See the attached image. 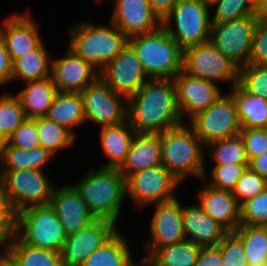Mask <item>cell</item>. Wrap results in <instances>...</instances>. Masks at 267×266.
<instances>
[{
    "label": "cell",
    "instance_id": "6da1fadb",
    "mask_svg": "<svg viewBox=\"0 0 267 266\" xmlns=\"http://www.w3.org/2000/svg\"><path fill=\"white\" fill-rule=\"evenodd\" d=\"M127 101V121L137 134H160L184 124L174 79H148Z\"/></svg>",
    "mask_w": 267,
    "mask_h": 266
},
{
    "label": "cell",
    "instance_id": "7a4b0ae2",
    "mask_svg": "<svg viewBox=\"0 0 267 266\" xmlns=\"http://www.w3.org/2000/svg\"><path fill=\"white\" fill-rule=\"evenodd\" d=\"M87 204L95 219L107 220L116 225L122 200L126 196V179L117 168L90 170L72 185Z\"/></svg>",
    "mask_w": 267,
    "mask_h": 266
},
{
    "label": "cell",
    "instance_id": "3957f363",
    "mask_svg": "<svg viewBox=\"0 0 267 266\" xmlns=\"http://www.w3.org/2000/svg\"><path fill=\"white\" fill-rule=\"evenodd\" d=\"M149 79H174L183 70V49L161 25L128 38Z\"/></svg>",
    "mask_w": 267,
    "mask_h": 266
},
{
    "label": "cell",
    "instance_id": "277c9868",
    "mask_svg": "<svg viewBox=\"0 0 267 266\" xmlns=\"http://www.w3.org/2000/svg\"><path fill=\"white\" fill-rule=\"evenodd\" d=\"M185 125L160 133L162 165L181 183L187 174L204 180L206 171L203 148L206 146L194 130Z\"/></svg>",
    "mask_w": 267,
    "mask_h": 266
},
{
    "label": "cell",
    "instance_id": "5b68a950",
    "mask_svg": "<svg viewBox=\"0 0 267 266\" xmlns=\"http://www.w3.org/2000/svg\"><path fill=\"white\" fill-rule=\"evenodd\" d=\"M70 29L69 49L99 71L128 44V37L112 22L110 27L81 22Z\"/></svg>",
    "mask_w": 267,
    "mask_h": 266
},
{
    "label": "cell",
    "instance_id": "8992f818",
    "mask_svg": "<svg viewBox=\"0 0 267 266\" xmlns=\"http://www.w3.org/2000/svg\"><path fill=\"white\" fill-rule=\"evenodd\" d=\"M14 234L27 245L58 253L66 241L63 226L50 204L32 206L17 213Z\"/></svg>",
    "mask_w": 267,
    "mask_h": 266
},
{
    "label": "cell",
    "instance_id": "52a82bcc",
    "mask_svg": "<svg viewBox=\"0 0 267 266\" xmlns=\"http://www.w3.org/2000/svg\"><path fill=\"white\" fill-rule=\"evenodd\" d=\"M209 7L210 2L205 0H180L163 19L162 26L183 50L207 42L211 31Z\"/></svg>",
    "mask_w": 267,
    "mask_h": 266
},
{
    "label": "cell",
    "instance_id": "ba28073f",
    "mask_svg": "<svg viewBox=\"0 0 267 266\" xmlns=\"http://www.w3.org/2000/svg\"><path fill=\"white\" fill-rule=\"evenodd\" d=\"M0 180L15 215L32 206L50 204L54 186L42 170L0 171Z\"/></svg>",
    "mask_w": 267,
    "mask_h": 266
},
{
    "label": "cell",
    "instance_id": "9c48e42d",
    "mask_svg": "<svg viewBox=\"0 0 267 266\" xmlns=\"http://www.w3.org/2000/svg\"><path fill=\"white\" fill-rule=\"evenodd\" d=\"M183 71L215 84L231 82V88L239 82V68L210 41L183 50Z\"/></svg>",
    "mask_w": 267,
    "mask_h": 266
},
{
    "label": "cell",
    "instance_id": "30bf717a",
    "mask_svg": "<svg viewBox=\"0 0 267 266\" xmlns=\"http://www.w3.org/2000/svg\"><path fill=\"white\" fill-rule=\"evenodd\" d=\"M189 122V126L205 146L241 132L236 104L230 93L221 96Z\"/></svg>",
    "mask_w": 267,
    "mask_h": 266
},
{
    "label": "cell",
    "instance_id": "8fae6325",
    "mask_svg": "<svg viewBox=\"0 0 267 266\" xmlns=\"http://www.w3.org/2000/svg\"><path fill=\"white\" fill-rule=\"evenodd\" d=\"M258 16L211 24L210 42L239 69L248 65Z\"/></svg>",
    "mask_w": 267,
    "mask_h": 266
},
{
    "label": "cell",
    "instance_id": "7c38bea8",
    "mask_svg": "<svg viewBox=\"0 0 267 266\" xmlns=\"http://www.w3.org/2000/svg\"><path fill=\"white\" fill-rule=\"evenodd\" d=\"M181 182L163 165L147 168L126 178V194L143 207L153 202L160 203L174 199V191Z\"/></svg>",
    "mask_w": 267,
    "mask_h": 266
},
{
    "label": "cell",
    "instance_id": "4fadbf2b",
    "mask_svg": "<svg viewBox=\"0 0 267 266\" xmlns=\"http://www.w3.org/2000/svg\"><path fill=\"white\" fill-rule=\"evenodd\" d=\"M85 122L92 121L101 127L116 126L127 121V106H123L127 98L112 91L98 77L81 92Z\"/></svg>",
    "mask_w": 267,
    "mask_h": 266
},
{
    "label": "cell",
    "instance_id": "5bb4252c",
    "mask_svg": "<svg viewBox=\"0 0 267 266\" xmlns=\"http://www.w3.org/2000/svg\"><path fill=\"white\" fill-rule=\"evenodd\" d=\"M99 77L112 91L126 98L136 94L149 79L129 44L99 71Z\"/></svg>",
    "mask_w": 267,
    "mask_h": 266
},
{
    "label": "cell",
    "instance_id": "9a60e30c",
    "mask_svg": "<svg viewBox=\"0 0 267 266\" xmlns=\"http://www.w3.org/2000/svg\"><path fill=\"white\" fill-rule=\"evenodd\" d=\"M154 214L150 220V242H147V255L143 259L149 260L160 248L181 243L186 240L183 221L182 204L177 197L156 203Z\"/></svg>",
    "mask_w": 267,
    "mask_h": 266
},
{
    "label": "cell",
    "instance_id": "2e32d148",
    "mask_svg": "<svg viewBox=\"0 0 267 266\" xmlns=\"http://www.w3.org/2000/svg\"><path fill=\"white\" fill-rule=\"evenodd\" d=\"M118 231L114 223L95 219L76 233L66 235L60 252L63 266H82L85 259Z\"/></svg>",
    "mask_w": 267,
    "mask_h": 266
},
{
    "label": "cell",
    "instance_id": "e0dca14e",
    "mask_svg": "<svg viewBox=\"0 0 267 266\" xmlns=\"http://www.w3.org/2000/svg\"><path fill=\"white\" fill-rule=\"evenodd\" d=\"M174 82L182 121L185 114L191 120L223 96L217 84L188 75L183 70L174 77Z\"/></svg>",
    "mask_w": 267,
    "mask_h": 266
},
{
    "label": "cell",
    "instance_id": "ac0fdd59",
    "mask_svg": "<svg viewBox=\"0 0 267 266\" xmlns=\"http://www.w3.org/2000/svg\"><path fill=\"white\" fill-rule=\"evenodd\" d=\"M50 77L57 91L81 93L99 77V71L68 49L63 57L52 60Z\"/></svg>",
    "mask_w": 267,
    "mask_h": 266
},
{
    "label": "cell",
    "instance_id": "d6986e66",
    "mask_svg": "<svg viewBox=\"0 0 267 266\" xmlns=\"http://www.w3.org/2000/svg\"><path fill=\"white\" fill-rule=\"evenodd\" d=\"M111 22L128 38L152 32L162 25L149 0H115Z\"/></svg>",
    "mask_w": 267,
    "mask_h": 266
},
{
    "label": "cell",
    "instance_id": "ffe728a7",
    "mask_svg": "<svg viewBox=\"0 0 267 266\" xmlns=\"http://www.w3.org/2000/svg\"><path fill=\"white\" fill-rule=\"evenodd\" d=\"M28 14L15 13L0 24V37L4 41L11 62L35 50L43 41L38 25Z\"/></svg>",
    "mask_w": 267,
    "mask_h": 266
},
{
    "label": "cell",
    "instance_id": "44dd1931",
    "mask_svg": "<svg viewBox=\"0 0 267 266\" xmlns=\"http://www.w3.org/2000/svg\"><path fill=\"white\" fill-rule=\"evenodd\" d=\"M50 206L55 210L66 235L78 232L95 220L87 204L71 185L54 188Z\"/></svg>",
    "mask_w": 267,
    "mask_h": 266
},
{
    "label": "cell",
    "instance_id": "7402d4cb",
    "mask_svg": "<svg viewBox=\"0 0 267 266\" xmlns=\"http://www.w3.org/2000/svg\"><path fill=\"white\" fill-rule=\"evenodd\" d=\"M182 221L186 240L201 247H216L228 233L198 204L182 206Z\"/></svg>",
    "mask_w": 267,
    "mask_h": 266
},
{
    "label": "cell",
    "instance_id": "603a6c76",
    "mask_svg": "<svg viewBox=\"0 0 267 266\" xmlns=\"http://www.w3.org/2000/svg\"><path fill=\"white\" fill-rule=\"evenodd\" d=\"M197 197L203 211L228 232H234L240 226V204L232 192L213 188L207 183Z\"/></svg>",
    "mask_w": 267,
    "mask_h": 266
},
{
    "label": "cell",
    "instance_id": "cb8c5ba5",
    "mask_svg": "<svg viewBox=\"0 0 267 266\" xmlns=\"http://www.w3.org/2000/svg\"><path fill=\"white\" fill-rule=\"evenodd\" d=\"M162 165L160 134H135L125 162L119 171L129 175Z\"/></svg>",
    "mask_w": 267,
    "mask_h": 266
},
{
    "label": "cell",
    "instance_id": "d4e9b609",
    "mask_svg": "<svg viewBox=\"0 0 267 266\" xmlns=\"http://www.w3.org/2000/svg\"><path fill=\"white\" fill-rule=\"evenodd\" d=\"M100 130V145L108 158L103 168L119 169L126 160L136 132L128 121L116 126H104Z\"/></svg>",
    "mask_w": 267,
    "mask_h": 266
},
{
    "label": "cell",
    "instance_id": "484cf974",
    "mask_svg": "<svg viewBox=\"0 0 267 266\" xmlns=\"http://www.w3.org/2000/svg\"><path fill=\"white\" fill-rule=\"evenodd\" d=\"M26 85L25 89L16 95L26 118L45 117L58 92L52 78L29 81Z\"/></svg>",
    "mask_w": 267,
    "mask_h": 266
},
{
    "label": "cell",
    "instance_id": "4316f807",
    "mask_svg": "<svg viewBox=\"0 0 267 266\" xmlns=\"http://www.w3.org/2000/svg\"><path fill=\"white\" fill-rule=\"evenodd\" d=\"M45 117L64 127L75 137L73 130L85 122L81 93L58 91Z\"/></svg>",
    "mask_w": 267,
    "mask_h": 266
},
{
    "label": "cell",
    "instance_id": "83f0119b",
    "mask_svg": "<svg viewBox=\"0 0 267 266\" xmlns=\"http://www.w3.org/2000/svg\"><path fill=\"white\" fill-rule=\"evenodd\" d=\"M231 89L241 128H267V100L248 93L239 83Z\"/></svg>",
    "mask_w": 267,
    "mask_h": 266
},
{
    "label": "cell",
    "instance_id": "f1b7e54d",
    "mask_svg": "<svg viewBox=\"0 0 267 266\" xmlns=\"http://www.w3.org/2000/svg\"><path fill=\"white\" fill-rule=\"evenodd\" d=\"M6 243L3 251L17 266H63L60 253L27 245L15 234Z\"/></svg>",
    "mask_w": 267,
    "mask_h": 266
},
{
    "label": "cell",
    "instance_id": "f546056e",
    "mask_svg": "<svg viewBox=\"0 0 267 266\" xmlns=\"http://www.w3.org/2000/svg\"><path fill=\"white\" fill-rule=\"evenodd\" d=\"M117 231L106 243L93 251L82 266H135L125 237Z\"/></svg>",
    "mask_w": 267,
    "mask_h": 266
},
{
    "label": "cell",
    "instance_id": "4dcf8cb0",
    "mask_svg": "<svg viewBox=\"0 0 267 266\" xmlns=\"http://www.w3.org/2000/svg\"><path fill=\"white\" fill-rule=\"evenodd\" d=\"M47 49L42 42L35 50L16 58L12 62V79L25 82L44 79L51 76V63Z\"/></svg>",
    "mask_w": 267,
    "mask_h": 266
},
{
    "label": "cell",
    "instance_id": "1f68e13d",
    "mask_svg": "<svg viewBox=\"0 0 267 266\" xmlns=\"http://www.w3.org/2000/svg\"><path fill=\"white\" fill-rule=\"evenodd\" d=\"M52 158L54 155L42 146L23 150L6 144L0 171L42 170L43 166L47 165Z\"/></svg>",
    "mask_w": 267,
    "mask_h": 266
},
{
    "label": "cell",
    "instance_id": "d6a6232c",
    "mask_svg": "<svg viewBox=\"0 0 267 266\" xmlns=\"http://www.w3.org/2000/svg\"><path fill=\"white\" fill-rule=\"evenodd\" d=\"M234 233L243 243L248 266H267V226L240 225Z\"/></svg>",
    "mask_w": 267,
    "mask_h": 266
},
{
    "label": "cell",
    "instance_id": "836d02e7",
    "mask_svg": "<svg viewBox=\"0 0 267 266\" xmlns=\"http://www.w3.org/2000/svg\"><path fill=\"white\" fill-rule=\"evenodd\" d=\"M201 246L191 241L160 248L149 261L155 266H195Z\"/></svg>",
    "mask_w": 267,
    "mask_h": 266
},
{
    "label": "cell",
    "instance_id": "e575fe53",
    "mask_svg": "<svg viewBox=\"0 0 267 266\" xmlns=\"http://www.w3.org/2000/svg\"><path fill=\"white\" fill-rule=\"evenodd\" d=\"M37 130L40 140V145L48 150L54 156L61 149L69 148L75 138L64 127L59 126L54 121L47 119L46 117L36 118Z\"/></svg>",
    "mask_w": 267,
    "mask_h": 266
},
{
    "label": "cell",
    "instance_id": "d590c367",
    "mask_svg": "<svg viewBox=\"0 0 267 266\" xmlns=\"http://www.w3.org/2000/svg\"><path fill=\"white\" fill-rule=\"evenodd\" d=\"M206 147L210 149L215 165L249 163L240 134L212 142Z\"/></svg>",
    "mask_w": 267,
    "mask_h": 266
},
{
    "label": "cell",
    "instance_id": "8d00e7d4",
    "mask_svg": "<svg viewBox=\"0 0 267 266\" xmlns=\"http://www.w3.org/2000/svg\"><path fill=\"white\" fill-rule=\"evenodd\" d=\"M4 93L0 97V134L8 139L26 119L16 95Z\"/></svg>",
    "mask_w": 267,
    "mask_h": 266
},
{
    "label": "cell",
    "instance_id": "74e56055",
    "mask_svg": "<svg viewBox=\"0 0 267 266\" xmlns=\"http://www.w3.org/2000/svg\"><path fill=\"white\" fill-rule=\"evenodd\" d=\"M216 7L211 24H220L245 16H257L249 0H212L210 7Z\"/></svg>",
    "mask_w": 267,
    "mask_h": 266
},
{
    "label": "cell",
    "instance_id": "f35d334b",
    "mask_svg": "<svg viewBox=\"0 0 267 266\" xmlns=\"http://www.w3.org/2000/svg\"><path fill=\"white\" fill-rule=\"evenodd\" d=\"M240 225L267 226V188L240 205Z\"/></svg>",
    "mask_w": 267,
    "mask_h": 266
},
{
    "label": "cell",
    "instance_id": "ab89813d",
    "mask_svg": "<svg viewBox=\"0 0 267 266\" xmlns=\"http://www.w3.org/2000/svg\"><path fill=\"white\" fill-rule=\"evenodd\" d=\"M248 93L267 100V65H246L239 69V82Z\"/></svg>",
    "mask_w": 267,
    "mask_h": 266
},
{
    "label": "cell",
    "instance_id": "60d3db41",
    "mask_svg": "<svg viewBox=\"0 0 267 266\" xmlns=\"http://www.w3.org/2000/svg\"><path fill=\"white\" fill-rule=\"evenodd\" d=\"M247 167L248 164L215 165L211 170L212 180L208 182V185L219 190L232 192Z\"/></svg>",
    "mask_w": 267,
    "mask_h": 266
},
{
    "label": "cell",
    "instance_id": "b9f144b4",
    "mask_svg": "<svg viewBox=\"0 0 267 266\" xmlns=\"http://www.w3.org/2000/svg\"><path fill=\"white\" fill-rule=\"evenodd\" d=\"M267 188V181L252 171L249 167L243 172L237 181L232 195L241 205L246 200L257 196Z\"/></svg>",
    "mask_w": 267,
    "mask_h": 266
},
{
    "label": "cell",
    "instance_id": "7bdbcfd3",
    "mask_svg": "<svg viewBox=\"0 0 267 266\" xmlns=\"http://www.w3.org/2000/svg\"><path fill=\"white\" fill-rule=\"evenodd\" d=\"M217 247L220 249L223 266H248L243 243L234 232H228Z\"/></svg>",
    "mask_w": 267,
    "mask_h": 266
},
{
    "label": "cell",
    "instance_id": "ee69618b",
    "mask_svg": "<svg viewBox=\"0 0 267 266\" xmlns=\"http://www.w3.org/2000/svg\"><path fill=\"white\" fill-rule=\"evenodd\" d=\"M7 144L23 150H30L41 146L36 118H26L22 124L7 139Z\"/></svg>",
    "mask_w": 267,
    "mask_h": 266
},
{
    "label": "cell",
    "instance_id": "f6af8a7d",
    "mask_svg": "<svg viewBox=\"0 0 267 266\" xmlns=\"http://www.w3.org/2000/svg\"><path fill=\"white\" fill-rule=\"evenodd\" d=\"M249 65H267V17H258L253 33Z\"/></svg>",
    "mask_w": 267,
    "mask_h": 266
},
{
    "label": "cell",
    "instance_id": "bcb514c9",
    "mask_svg": "<svg viewBox=\"0 0 267 266\" xmlns=\"http://www.w3.org/2000/svg\"><path fill=\"white\" fill-rule=\"evenodd\" d=\"M248 161L267 152V128H241Z\"/></svg>",
    "mask_w": 267,
    "mask_h": 266
},
{
    "label": "cell",
    "instance_id": "7dc6e473",
    "mask_svg": "<svg viewBox=\"0 0 267 266\" xmlns=\"http://www.w3.org/2000/svg\"><path fill=\"white\" fill-rule=\"evenodd\" d=\"M14 233L15 214L7 201L3 183L0 180V246H4Z\"/></svg>",
    "mask_w": 267,
    "mask_h": 266
},
{
    "label": "cell",
    "instance_id": "c3c4849f",
    "mask_svg": "<svg viewBox=\"0 0 267 266\" xmlns=\"http://www.w3.org/2000/svg\"><path fill=\"white\" fill-rule=\"evenodd\" d=\"M195 266H223L220 249L201 247Z\"/></svg>",
    "mask_w": 267,
    "mask_h": 266
},
{
    "label": "cell",
    "instance_id": "681fc988",
    "mask_svg": "<svg viewBox=\"0 0 267 266\" xmlns=\"http://www.w3.org/2000/svg\"><path fill=\"white\" fill-rule=\"evenodd\" d=\"M12 79V62L4 41L0 37V86Z\"/></svg>",
    "mask_w": 267,
    "mask_h": 266
},
{
    "label": "cell",
    "instance_id": "f907efd6",
    "mask_svg": "<svg viewBox=\"0 0 267 266\" xmlns=\"http://www.w3.org/2000/svg\"><path fill=\"white\" fill-rule=\"evenodd\" d=\"M179 1L180 0H149V3L153 12L163 21Z\"/></svg>",
    "mask_w": 267,
    "mask_h": 266
},
{
    "label": "cell",
    "instance_id": "816d5d0a",
    "mask_svg": "<svg viewBox=\"0 0 267 266\" xmlns=\"http://www.w3.org/2000/svg\"><path fill=\"white\" fill-rule=\"evenodd\" d=\"M248 167L267 181V152L252 158Z\"/></svg>",
    "mask_w": 267,
    "mask_h": 266
},
{
    "label": "cell",
    "instance_id": "f5cc1de1",
    "mask_svg": "<svg viewBox=\"0 0 267 266\" xmlns=\"http://www.w3.org/2000/svg\"><path fill=\"white\" fill-rule=\"evenodd\" d=\"M0 256V266H17L12 258L5 252Z\"/></svg>",
    "mask_w": 267,
    "mask_h": 266
},
{
    "label": "cell",
    "instance_id": "db71d44e",
    "mask_svg": "<svg viewBox=\"0 0 267 266\" xmlns=\"http://www.w3.org/2000/svg\"><path fill=\"white\" fill-rule=\"evenodd\" d=\"M256 15L258 17H267V0H265L263 5L256 11Z\"/></svg>",
    "mask_w": 267,
    "mask_h": 266
},
{
    "label": "cell",
    "instance_id": "11a10c76",
    "mask_svg": "<svg viewBox=\"0 0 267 266\" xmlns=\"http://www.w3.org/2000/svg\"><path fill=\"white\" fill-rule=\"evenodd\" d=\"M6 144H7V139L0 134V158H1L0 160H2L3 158Z\"/></svg>",
    "mask_w": 267,
    "mask_h": 266
},
{
    "label": "cell",
    "instance_id": "9f6ffc18",
    "mask_svg": "<svg viewBox=\"0 0 267 266\" xmlns=\"http://www.w3.org/2000/svg\"><path fill=\"white\" fill-rule=\"evenodd\" d=\"M249 1L256 10H258L265 2V0H249Z\"/></svg>",
    "mask_w": 267,
    "mask_h": 266
},
{
    "label": "cell",
    "instance_id": "6f0895ef",
    "mask_svg": "<svg viewBox=\"0 0 267 266\" xmlns=\"http://www.w3.org/2000/svg\"><path fill=\"white\" fill-rule=\"evenodd\" d=\"M144 264V265H143ZM138 264H135V266H137ZM155 266V265H153L149 260H147V259H143L142 258V262L139 264V266Z\"/></svg>",
    "mask_w": 267,
    "mask_h": 266
}]
</instances>
